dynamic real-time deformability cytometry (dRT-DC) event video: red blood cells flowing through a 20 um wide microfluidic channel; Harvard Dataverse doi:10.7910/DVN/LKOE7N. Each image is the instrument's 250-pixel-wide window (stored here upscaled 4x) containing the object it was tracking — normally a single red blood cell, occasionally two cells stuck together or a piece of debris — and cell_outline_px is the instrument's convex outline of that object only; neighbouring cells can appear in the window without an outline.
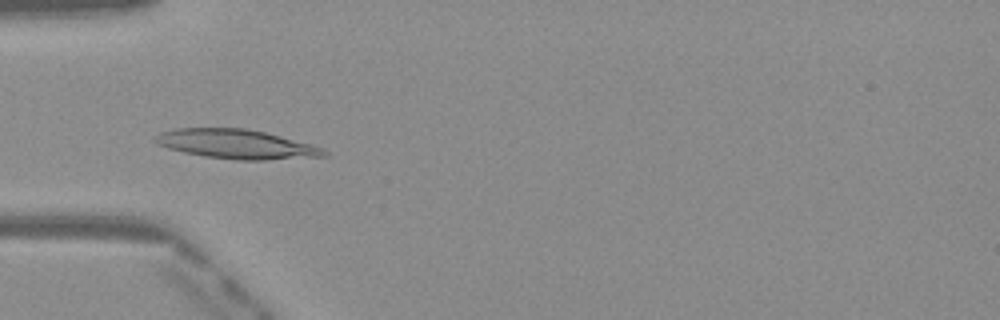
{"species": "Egyptian fruit bat (a non-hibernating species)", "species_latin": "Rousettus aegyptiacus", "temperature_condition": "warm", "stored_images_in_passage": 50, "camera_frame_rate_fps": 3000, "um_per_image_px": 0.085, "frame": {"image": 1, "passage_image": 16, "time_ms": 5.0, "image_size_px": [1000, 320], "cell_outline_px": [[328, 156], [264, 160], [236, 160], [204, 156], [184, 152], [168, 148], [156, 144], [152, 140], [160, 132], [176, 128], [244, 128], [264, 132], [312, 144], [324, 148], [328, 152]], "centroid_in_image_um": [20.1, 12.25], "position_along_channel_um": 64.9, "area_um2": 28.9}}
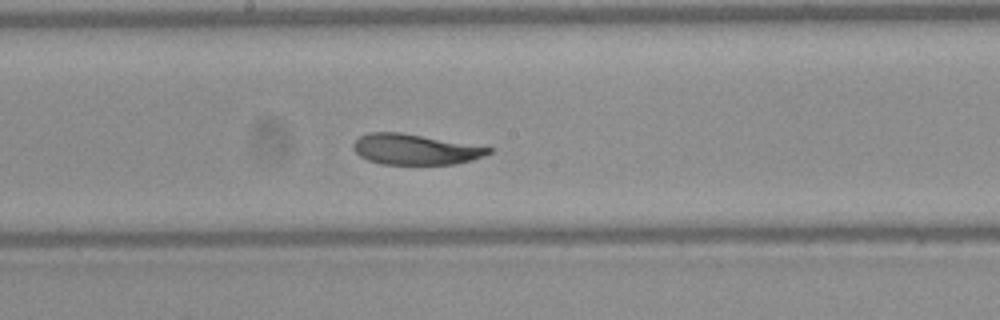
{"frame": {"image": 2, "passage_image": 27, "time_ms": 8.667, "image_size_px": [1000, 320], "cell_outline_px": [[496, 148], [492, 152], [484, 156], [472, 160], [456, 164], [380, 164], [368, 160], [360, 156], [352, 148], [352, 144], [360, 136], [368, 132], [400, 132]], "centroid_in_image_um": [35.3, 12.69], "position_along_channel_um": 212.9, "area_um2": 24.22}}
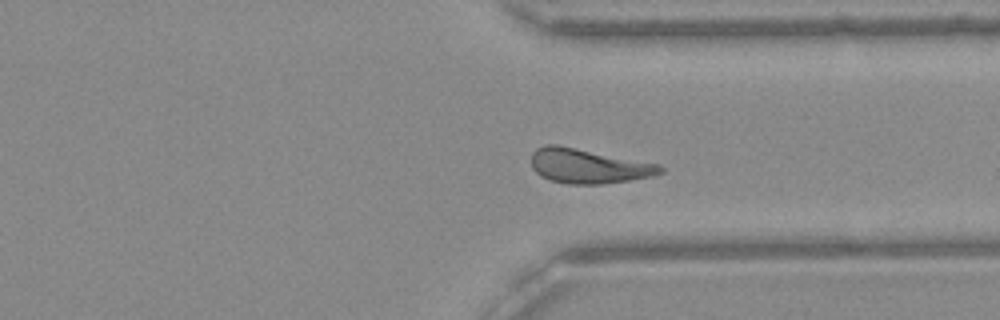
{"frame": {"image": 3, "passage_image": 38, "time_ms": 12.333, "image_size_px": [1000, 320], "cell_outline_px": [[664, 172], [652, 176], [628, 180], [600, 184], [564, 184], [548, 180], [540, 176], [532, 168], [532, 152], [536, 148], [544, 144], [556, 144], [660, 164], [664, 168]], "centroid_in_image_um": [49.98, 14.11], "position_along_channel_um": 361.4, "area_um2": 26.13}, "authors_computed_cell_mechanics": {"area_um2": 25.8077, "velocity_mm_per_s": 4.0501, "shape_relaxation_time_tau1_ms": 3.7564, "shape_relaxation_time_tau2_ms": null, "deformation_change_tau1": 0.1347, "deformation_change_tau2": null}}